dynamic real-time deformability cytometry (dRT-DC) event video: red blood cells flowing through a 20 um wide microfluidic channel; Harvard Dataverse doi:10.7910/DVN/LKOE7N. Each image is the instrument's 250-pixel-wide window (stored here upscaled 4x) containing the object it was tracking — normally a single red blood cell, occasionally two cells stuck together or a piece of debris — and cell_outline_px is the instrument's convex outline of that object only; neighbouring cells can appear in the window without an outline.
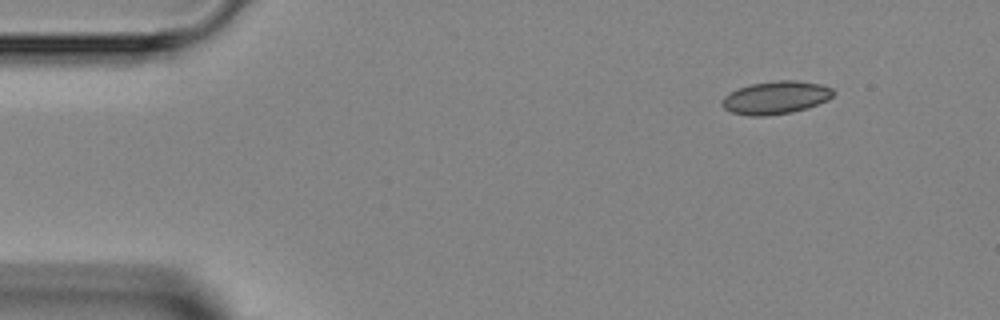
{"species": "Egyptian fruit bat (a non-hibernating species)", "species_latin": "Rousettus aegyptiacus", "temperature_condition": "room temperature", "stored_images_in_passage": 4, "segment_of_instrument_passage": [2, 2], "camera_frame_rate_fps": 3000, "um_per_image_px": 0.085, "animal": {"sex": "female"}, "frame": {"image": 1, "passage_image": 4, "time_ms": 4.333, "image_size_px": [1000, 320], "cell_outline_px": [[836, 92], [828, 100], [808, 108], [792, 112], [764, 116], [748, 116], [732, 112], [724, 108], [720, 104], [720, 100], [724, 96], [740, 88], [752, 84], [776, 80], [796, 80], [820, 84], [832, 88]], "centroid_in_image_um": [65.95, 8.3], "position_along_channel_um": 19.0, "area_um2": 21.39}}